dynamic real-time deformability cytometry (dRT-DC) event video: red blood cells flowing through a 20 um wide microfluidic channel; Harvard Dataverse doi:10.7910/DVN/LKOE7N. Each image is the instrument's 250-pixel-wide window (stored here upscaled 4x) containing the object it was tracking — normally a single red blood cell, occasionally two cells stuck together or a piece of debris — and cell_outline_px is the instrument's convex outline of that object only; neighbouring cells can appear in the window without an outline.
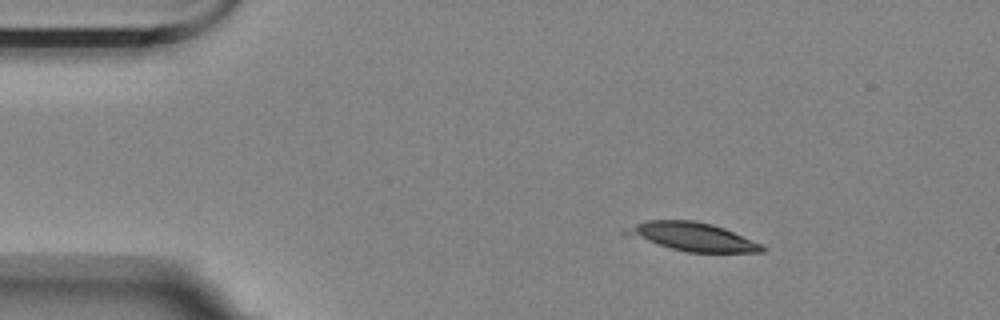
{"species": "Egyptian fruit bat (a non-hibernating species)", "species_latin": "Rousettus aegyptiacus", "temperature_condition": "room temperature", "stored_images_in_passage": 5, "camera_frame_rate_fps": 3000, "um_per_image_px": 0.085, "animal": {"sex": "female"}, "frame": {"image": 1, "passage_image": 1, "time_ms": 0.0, "image_size_px": [1000, 320], "cell_outline_px": [[768, 248], [764, 252], [688, 252], [672, 248], [620, 232], [644, 220], [692, 220], [712, 224], [724, 228], [764, 244]], "centroid_in_image_um": [58.97, 20.11], "position_along_channel_um": 26.0, "area_um2": 22.2}}
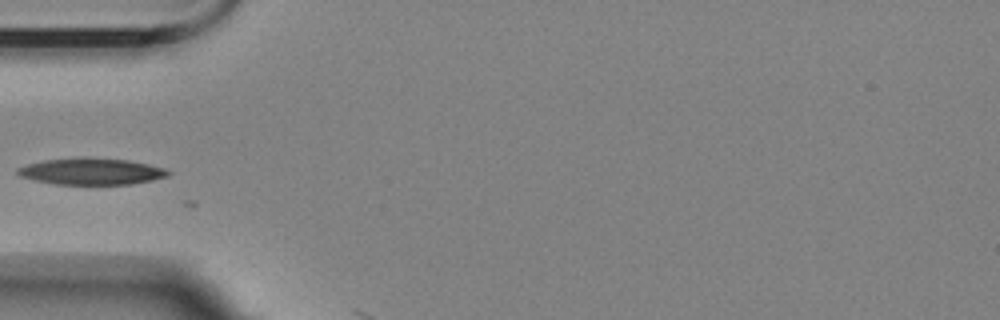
{"frame": {"image": 2, "passage_image": 4, "time_ms": 3.333, "image_size_px": [1000, 320], "cell_outline_px": [[172, 172], [168, 176], [152, 180], [132, 184], [56, 184], [36, 180], [20, 176], [16, 172], [16, 168], [28, 164], [44, 160], [128, 160], [148, 164], [164, 168]], "centroid_in_image_um": [7.8, 14.61], "position_along_channel_um": 77.2, "area_um2": 22.2}}